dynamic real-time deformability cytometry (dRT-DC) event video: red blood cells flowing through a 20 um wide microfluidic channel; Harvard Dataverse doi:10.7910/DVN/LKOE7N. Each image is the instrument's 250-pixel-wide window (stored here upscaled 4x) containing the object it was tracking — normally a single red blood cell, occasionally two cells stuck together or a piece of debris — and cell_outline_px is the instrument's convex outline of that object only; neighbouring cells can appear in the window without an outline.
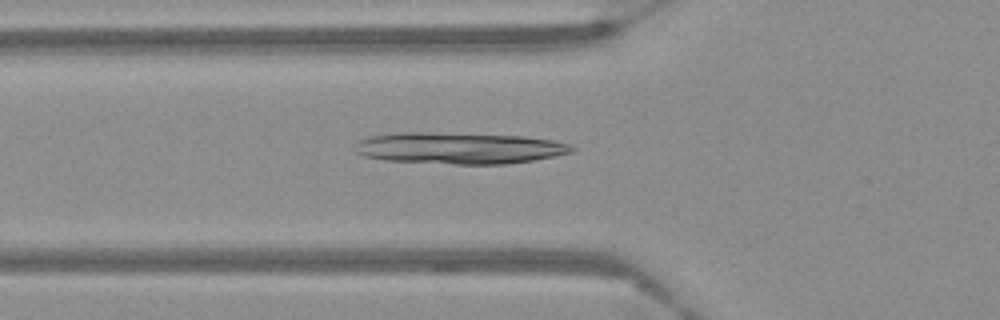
{"species": "Egyptian fruit bat (a non-hibernating species)", "species_latin": "Rousettus aegyptiacus", "temperature_condition": "warm", "stored_images_in_passage": 42, "camera_frame_rate_fps": 3000, "um_per_image_px": 0.085, "frame": {"image": 1, "passage_image": 5, "time_ms": 1.333, "image_size_px": [1000, 320], "cell_outline_px": [[576, 148], [572, 152], [536, 160], [504, 164], [452, 164], [384, 160], [364, 156], [356, 152], [356, 140], [368, 136], [392, 132], [428, 132], [524, 136], [552, 140], [572, 144]], "centroid_in_image_um": [39.01, 12.58], "position_along_channel_um": 86.8, "area_um2": 40.17}}
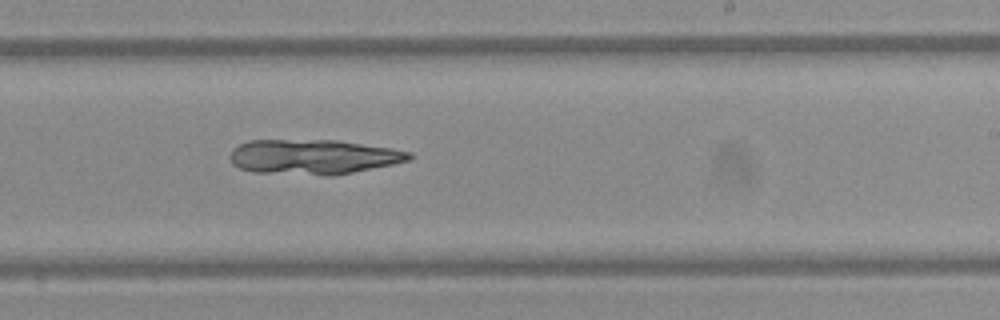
{"frame": {"image": 2, "passage_image": 20, "time_ms": 6.333, "image_size_px": [1000, 320], "cell_outline_px": [[416, 156], [412, 160], [336, 176], [324, 176], [252, 172], [240, 168], [232, 164], [228, 156], [232, 148], [248, 140], [336, 140], [392, 148], [412, 152]], "centroid_in_image_um": [26.64, 13.34], "position_along_channel_um": 262.4, "area_um2": 37.11}}
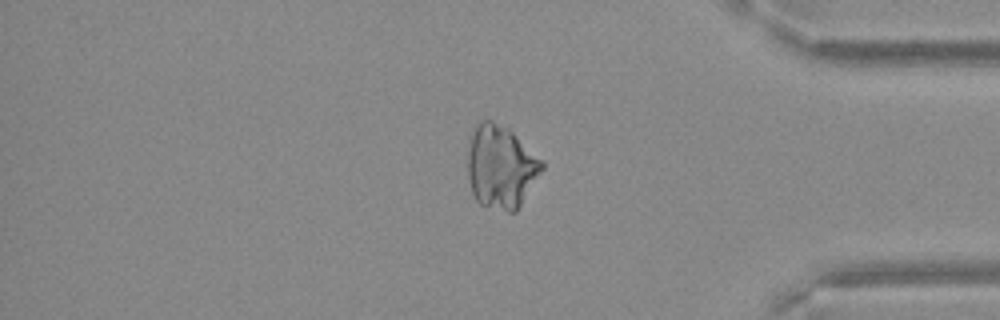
{"frame": {"image": 3, "passage_image": 33, "time_ms": 10.667, "image_size_px": [1000, 320], "cell_outline_px": [[544, 168], [516, 212], [508, 212], [480, 204], [476, 200], [472, 192], [468, 180], [468, 136], [472, 128], [480, 120], [492, 120], [508, 124], [544, 160]], "centroid_in_image_um": [42.59, 14.09], "position_along_channel_um": 392.6, "area_um2": 37.22}}